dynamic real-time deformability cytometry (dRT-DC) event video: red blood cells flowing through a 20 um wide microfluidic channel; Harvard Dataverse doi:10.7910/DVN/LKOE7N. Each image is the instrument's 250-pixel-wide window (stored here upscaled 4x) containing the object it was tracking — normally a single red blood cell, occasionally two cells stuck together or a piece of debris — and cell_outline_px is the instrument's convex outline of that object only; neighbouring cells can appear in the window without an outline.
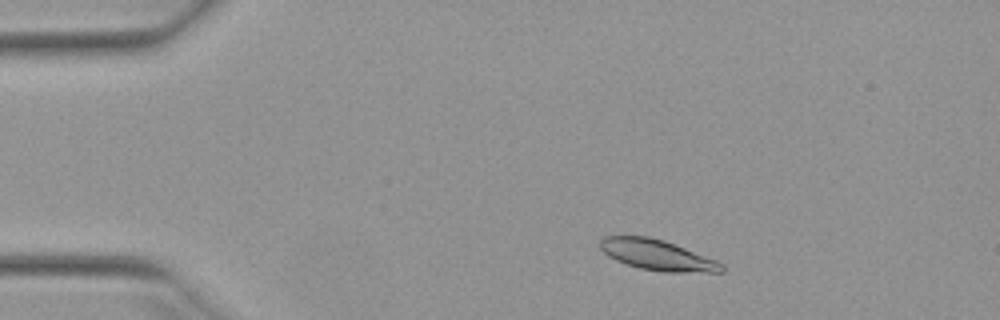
{"species": "Egyptian fruit bat (a non-hibernating species)", "species_latin": "Rousettus aegyptiacus", "temperature_condition": "warm", "stored_images_in_passage": 47, "camera_frame_rate_fps": 3000, "um_per_image_px": 0.085, "animal": {"sex": "female"}, "frame": {"image": 1, "passage_image": 4, "time_ms": 1.0, "image_size_px": [1000, 320], "cell_outline_px": [[724, 272], [660, 272], [640, 268], [616, 260], [608, 256], [600, 248], [600, 240], [604, 236], [648, 236], [664, 240], [716, 260], [724, 264]], "centroid_in_image_um": [55.87, 21.68], "position_along_channel_um": 29.1, "area_um2": 21.56}}
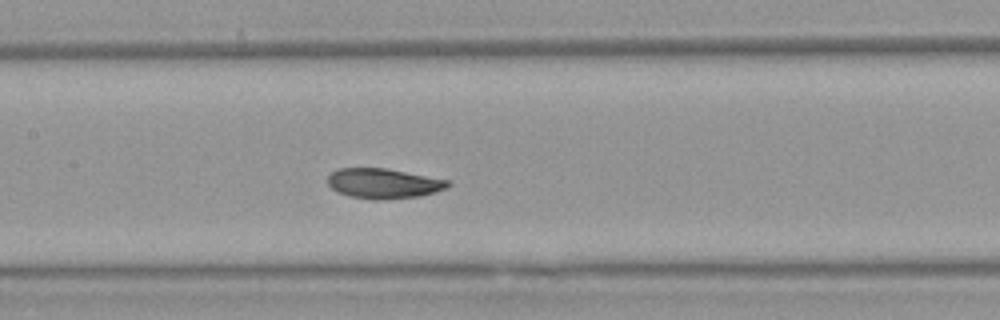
{"frame": {"image": 2, "passage_image": 20, "time_ms": 6.333, "image_size_px": [1000, 320], "cell_outline_px": [[452, 184], [448, 188], [420, 196], [388, 200], [376, 200], [352, 196], [336, 192], [328, 184], [328, 176], [332, 172], [340, 168], [384, 168], [448, 180]], "centroid_in_image_um": [32.61, 15.6], "position_along_channel_um": 174.8, "area_um2": 20.98}}
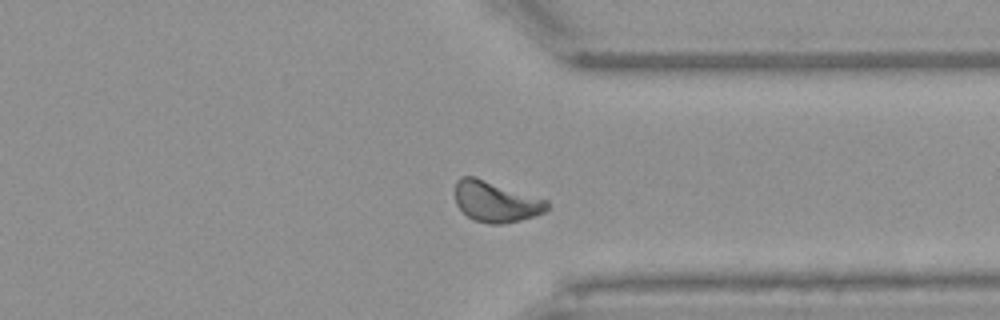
{"frame": {"image": 3, "passage_image": 35, "time_ms": 11.333, "image_size_px": [1000, 320], "cell_outline_px": [[548, 208], [544, 212], [520, 220], [500, 224], [488, 224], [472, 220], [456, 204], [456, 180], [460, 176], [472, 176], [548, 200]], "centroid_in_image_um": [42.13, 17.15], "position_along_channel_um": 369.3, "area_um2": 21.56}, "authors_computed_cell_mechanics": {"area_um2": 21.3282, "velocity_mm_per_s": 3.9155, "shape_relaxation_time_tau1_ms": 2.5436, "shape_relaxation_time_tau2_ms": 1.6806, "deformation_change_tau1": 0.0983, "deformation_change_tau2": 0.0538}}